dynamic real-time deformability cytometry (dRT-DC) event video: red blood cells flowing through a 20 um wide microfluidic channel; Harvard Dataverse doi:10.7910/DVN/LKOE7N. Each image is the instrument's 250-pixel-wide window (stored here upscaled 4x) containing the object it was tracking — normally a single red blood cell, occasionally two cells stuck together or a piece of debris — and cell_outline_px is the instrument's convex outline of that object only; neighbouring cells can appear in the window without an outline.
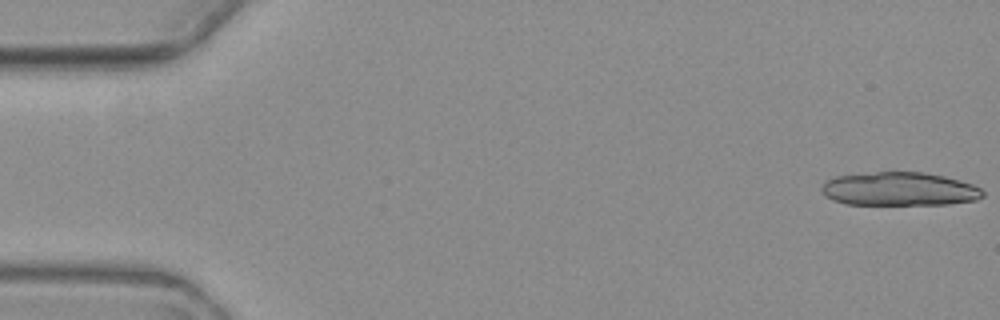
{"species": "common noctule bat (a hibernating species)", "species_latin": "Nyctalus noctula", "temperature_condition": "warm", "stored_images_in_passage": 6, "camera_frame_rate_fps": 3000, "um_per_image_px": 0.085, "animal": {"sex": "female", "body_mass_g": 19.3, "forearm_length_mm": 54.1}, "frame": {"image": 1, "passage_image": 1, "time_ms": 0.0, "image_size_px": [1000, 320], "cell_outline_px": [[984, 196], [976, 200], [948, 204], [844, 204], [832, 200], [824, 196], [820, 188], [824, 180], [836, 176], [876, 172], [924, 172], [944, 176], [960, 180], [972, 184], [980, 188], [984, 192]], "centroid_in_image_um": [76.41, 16.06], "position_along_channel_um": 8.6, "area_um2": 31.67}}